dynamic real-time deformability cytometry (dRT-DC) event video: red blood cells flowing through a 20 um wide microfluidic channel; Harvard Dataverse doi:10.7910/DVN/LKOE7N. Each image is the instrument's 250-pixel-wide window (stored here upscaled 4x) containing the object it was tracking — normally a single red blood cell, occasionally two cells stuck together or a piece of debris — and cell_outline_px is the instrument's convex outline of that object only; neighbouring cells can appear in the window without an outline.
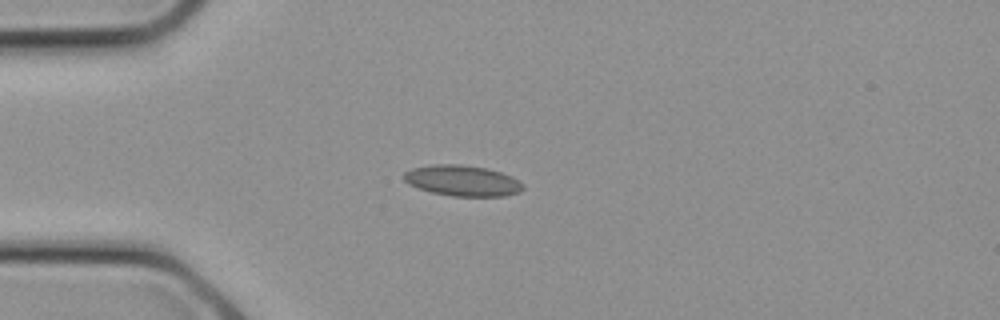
{"species": "common noctule bat (a hibernating species)", "species_latin": "Nyctalus noctula", "temperature_condition": "cold", "stored_images_in_passage": 12, "camera_frame_rate_fps": 3000, "um_per_image_px": 0.085, "animal": {"sex": "female", "body_mass_g": 21.9}, "frame": {"image": 1, "passage_image": 6, "time_ms": 1.667, "image_size_px": [1000, 320], "cell_outline_px": [[524, 188], [520, 192], [504, 196], [452, 196], [432, 192], [408, 184], [404, 180], [404, 172], [412, 168], [432, 164], [460, 164], [484, 168], [500, 172], [512, 176], [524, 184]], "centroid_in_image_um": [39.32, 15.35], "position_along_channel_um": 45.7, "area_um2": 21.33}}
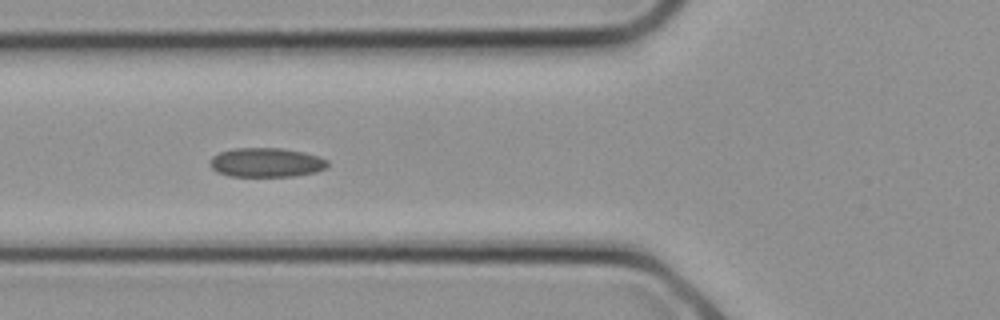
{"frame": {"image": 2, "passage_image": 9, "time_ms": 2.667, "image_size_px": [1000, 320], "cell_outline_px": [[328, 168], [316, 172], [296, 176], [228, 176], [216, 172], [208, 164], [212, 156], [220, 152], [232, 148], [280, 148], [304, 152], [328, 160]], "centroid_in_image_um": [22.62, 13.81], "position_along_channel_um": 103.2, "area_um2": 20.23}}
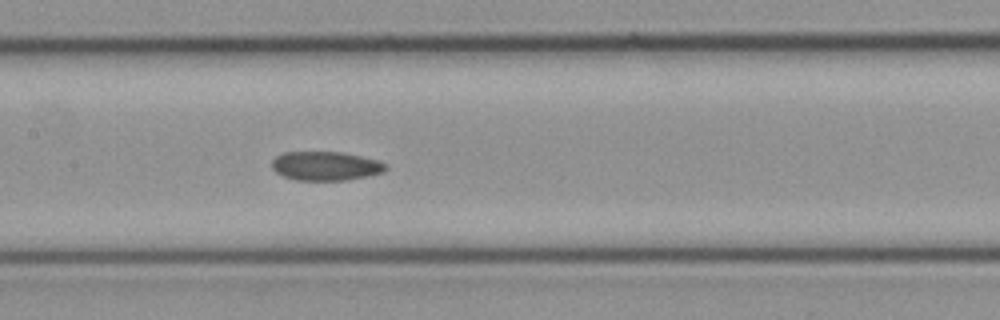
{"frame": {"image": 3, "passage_image": 12, "time_ms": 3.667, "image_size_px": [1000, 320], "cell_outline_px": [[388, 168], [384, 172], [348, 180], [296, 180], [284, 176], [276, 172], [272, 168], [272, 160], [276, 156], [284, 152], [344, 152], [380, 160], [388, 164]], "centroid_in_image_um": [27.73, 14.1], "position_along_channel_um": 179.7, "area_um2": 19.42}}